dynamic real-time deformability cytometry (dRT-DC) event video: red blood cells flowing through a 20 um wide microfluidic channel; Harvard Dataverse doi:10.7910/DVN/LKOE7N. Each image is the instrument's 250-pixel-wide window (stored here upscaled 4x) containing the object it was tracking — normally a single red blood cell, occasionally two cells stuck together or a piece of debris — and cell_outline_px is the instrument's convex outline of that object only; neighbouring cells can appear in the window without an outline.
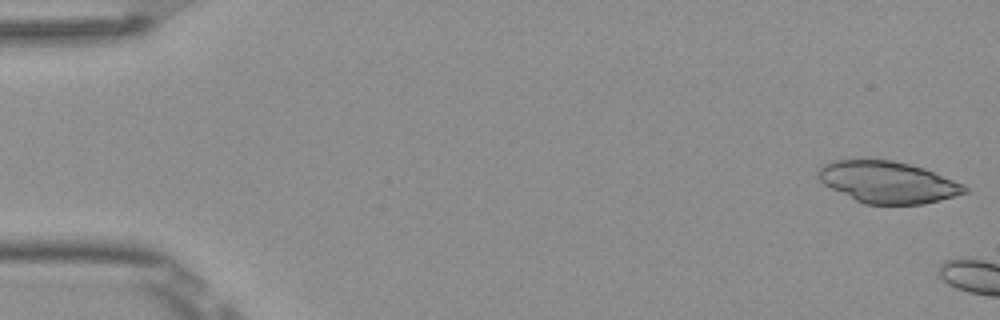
{"species": "Egyptian fruit bat (a non-hibernating species)", "species_latin": "Rousettus aegyptiacus", "temperature_condition": "room temperature", "stored_images_in_passage": 3, "camera_frame_rate_fps": 3000, "um_per_image_px": 0.085, "frame": {"image": 1, "passage_image": 1, "time_ms": 0.0, "image_size_px": [1000, 320], "cell_outline_px": [[968, 192], [940, 200], [924, 204], [864, 204], [824, 184], [816, 176], [816, 172], [824, 164], [832, 160], [892, 160], [924, 168], [964, 184], [968, 188]], "centroid_in_image_um": [75.47, 15.48], "position_along_channel_um": 9.5, "area_um2": 35.32}}